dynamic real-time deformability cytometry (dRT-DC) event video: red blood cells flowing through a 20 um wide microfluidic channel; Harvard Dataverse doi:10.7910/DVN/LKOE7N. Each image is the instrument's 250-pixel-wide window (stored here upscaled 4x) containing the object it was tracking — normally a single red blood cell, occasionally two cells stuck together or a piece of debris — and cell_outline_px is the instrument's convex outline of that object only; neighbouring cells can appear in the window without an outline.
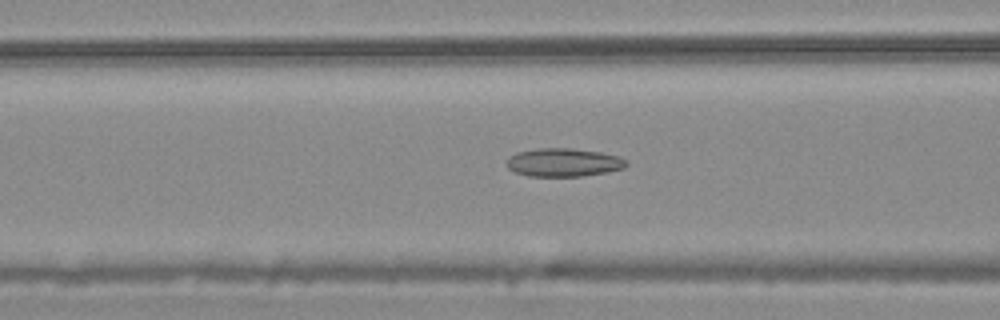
{"species": "common noctule bat (a hibernating species)", "species_latin": "Nyctalus noctula", "temperature_condition": "warm", "stored_images_in_passage": 53, "camera_frame_rate_fps": 3000, "um_per_image_px": 0.085, "animal": {"sex": "male", "body_mass_g": 20.4}, "frame": {"image": 1, "passage_image": 21, "time_ms": 6.667, "image_size_px": [1000, 320], "cell_outline_px": [[628, 164], [624, 168], [608, 172], [580, 176], [528, 176], [516, 172], [508, 168], [508, 156], [516, 152], [536, 148], [572, 148], [600, 152], [620, 156], [628, 160]], "centroid_in_image_um": [47.93, 13.8], "position_along_channel_um": 118.7, "area_um2": 19.88}}
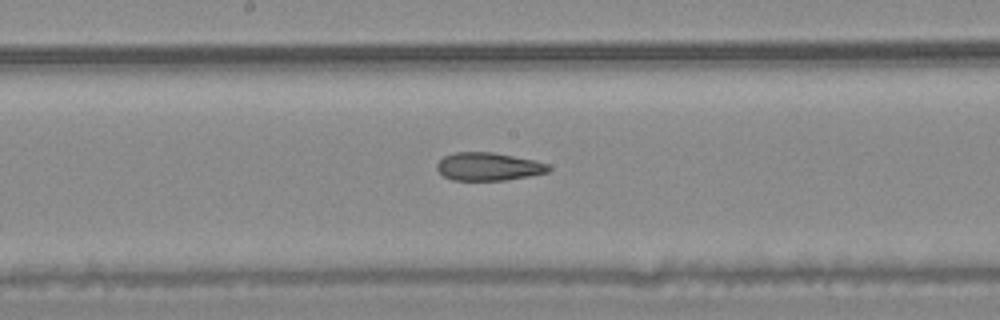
{"frame": {"image": 2, "passage_image": 28, "time_ms": 9.0, "image_size_px": [1000, 320], "cell_outline_px": [[552, 168], [548, 172], [528, 176], [504, 180], [452, 180], [444, 176], [436, 168], [436, 164], [444, 156], [456, 152], [492, 152], [532, 160], [548, 164]], "centroid_in_image_um": [41.49, 14.16], "position_along_channel_um": 206.7, "area_um2": 18.03}}
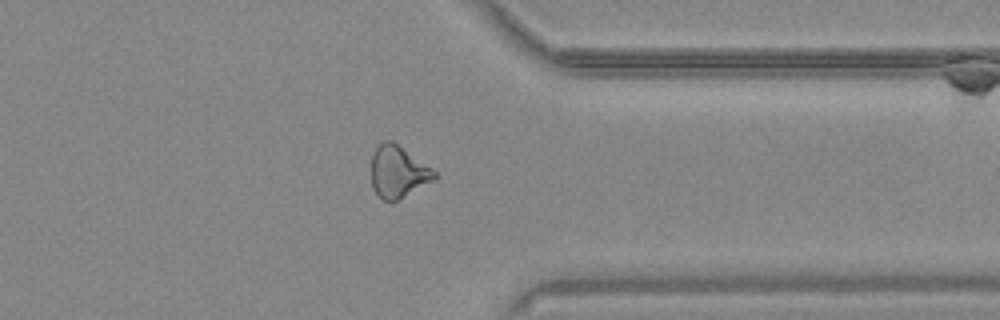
{"frame": {"image": 3, "passage_image": 42, "time_ms": 13.667, "image_size_px": [1000, 320], "cell_outline_px": [[440, 176], [436, 180], [392, 204], [380, 200], [372, 188], [372, 156], [376, 148], [384, 140], [392, 140], [432, 168]], "centroid_in_image_um": [33.86, 14.67], "position_along_channel_um": 377.5, "area_um2": 19.65}, "authors_computed_cell_mechanics": {"area_um2": 19.8832, "velocity_mm_per_s": 3.7789, "shape_relaxation_time_tau1_ms": null, "shape_relaxation_time_tau2_ms": 5.8445, "deformation_change_tau1": null, "deformation_change_tau2": 0.142}}